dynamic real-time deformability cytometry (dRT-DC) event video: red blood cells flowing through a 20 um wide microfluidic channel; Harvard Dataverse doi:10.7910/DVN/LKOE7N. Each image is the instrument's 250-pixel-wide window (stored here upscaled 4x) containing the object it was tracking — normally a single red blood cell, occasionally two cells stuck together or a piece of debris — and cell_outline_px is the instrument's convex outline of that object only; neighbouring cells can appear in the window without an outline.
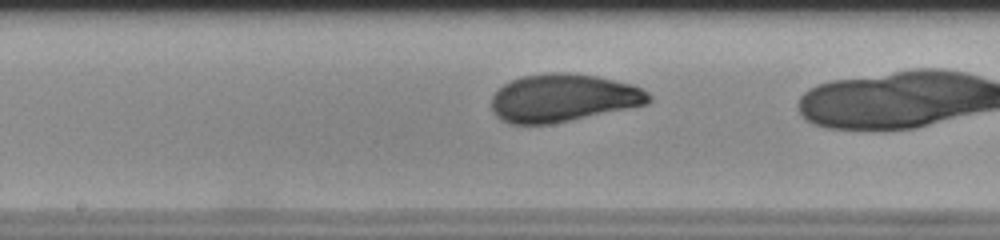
{"species": "human", "species_latin": "Homo sapiens", "temperature_condition": "room temperature", "stored_images_in_passage": 28, "camera_frame_rate_fps": 3000, "um_per_image_px": 0.085, "donor": {"sex": "male"}, "frame": {"image": 1, "passage_image": 14, "time_ms": 4.333, "image_size_px": [1000, 240], "cell_outline_px": [[652, 100], [648, 104], [552, 124], [512, 124], [500, 120], [492, 112], [492, 96], [504, 84], [512, 80], [524, 76], [548, 72], [568, 72], [596, 76], [632, 84], [648, 92], [652, 96]], "centroid_in_image_um": [47.87, 8.33], "position_along_channel_um": 200.3, "area_um2": 43.93}}
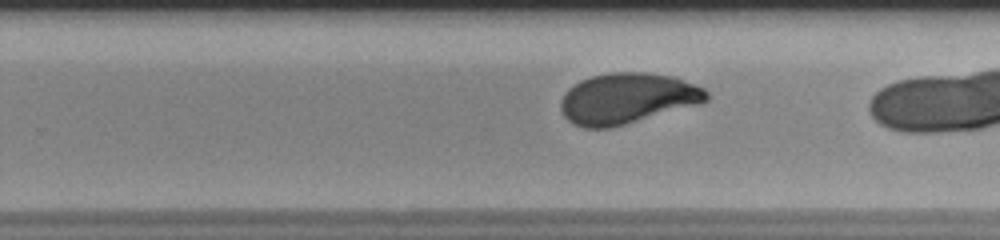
{"frame": {"image": 2, "passage_image": 20, "time_ms": 6.333, "image_size_px": [1000, 240], "cell_outline_px": [[708, 100], [696, 104], [624, 124], [608, 128], [584, 128], [572, 124], [564, 116], [560, 108], [560, 100], [564, 92], [568, 88], [580, 80], [592, 76], [612, 72], [648, 72], [672, 76], [704, 88], [708, 92]], "centroid_in_image_um": [53.25, 8.35], "position_along_channel_um": 276.6, "area_um2": 42.77}}
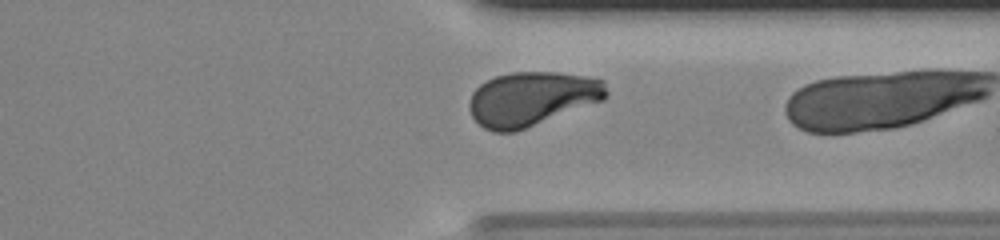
{"frame": {"image": 3, "passage_image": 27, "time_ms": 8.667, "image_size_px": [1000, 240], "cell_outline_px": [[608, 96], [604, 100], [516, 132], [492, 132], [484, 128], [472, 116], [468, 108], [468, 104], [472, 92], [480, 84], [496, 76], [512, 72], [556, 72], [584, 76], [604, 80], [608, 92]], "centroid_in_image_um": [45.2, 8.4], "position_along_channel_um": 366.2, "area_um2": 43.47}}